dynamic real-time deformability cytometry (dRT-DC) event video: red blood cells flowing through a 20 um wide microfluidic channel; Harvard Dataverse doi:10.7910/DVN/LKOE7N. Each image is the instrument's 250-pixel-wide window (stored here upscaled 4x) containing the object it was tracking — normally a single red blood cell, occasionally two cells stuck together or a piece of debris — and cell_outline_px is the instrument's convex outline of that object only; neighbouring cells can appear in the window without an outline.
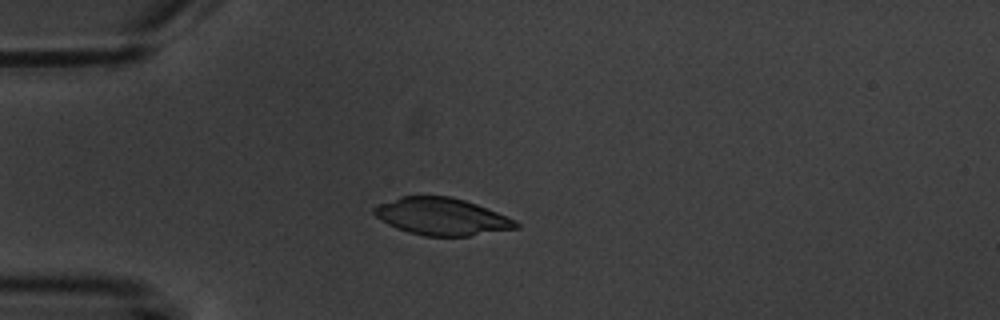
{"species": "common noctule bat (a hibernating species)", "species_latin": "Nyctalus noctula", "temperature_condition": "warm", "stored_images_in_passage": 5, "camera_frame_rate_fps": 3000, "um_per_image_px": 0.085, "animal": {"sex": "male", "body_mass_g": 20.1, "forearm_length_mm": 53.5}, "frame": {"image": 1, "passage_image": 3, "time_ms": 3.0, "image_size_px": [1000, 320], "cell_outline_px": [[520, 228], [468, 236], [424, 236], [408, 232], [396, 228], [388, 224], [376, 216], [372, 212], [372, 208], [380, 204], [400, 196], [452, 196], [476, 204], [516, 220], [520, 224]], "centroid_in_image_um": [37.55, 18.41], "position_along_channel_um": 47.4, "area_um2": 30.69}}